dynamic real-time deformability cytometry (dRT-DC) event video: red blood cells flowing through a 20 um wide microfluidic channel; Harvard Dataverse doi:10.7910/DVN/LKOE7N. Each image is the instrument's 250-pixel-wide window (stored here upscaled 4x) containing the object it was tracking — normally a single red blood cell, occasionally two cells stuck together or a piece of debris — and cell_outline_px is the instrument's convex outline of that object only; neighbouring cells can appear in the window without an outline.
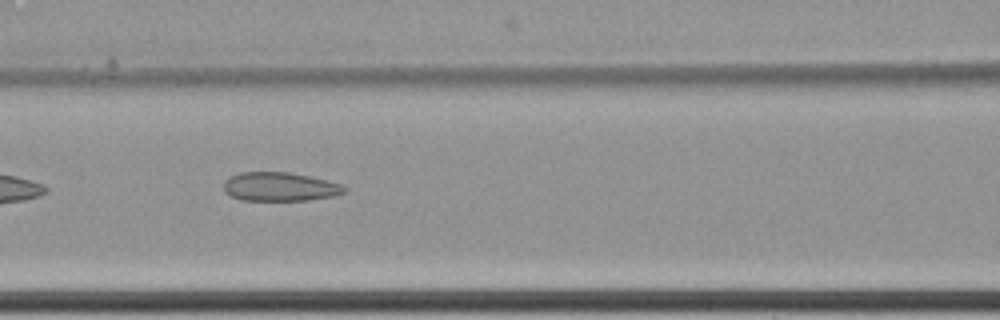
{"species": "common noctule bat (a hibernating species)", "species_latin": "Nyctalus noctula", "temperature_condition": "cold", "stored_images_in_passage": 9, "camera_frame_rate_fps": 3000, "um_per_image_px": 0.085, "animal": {"sex": "female", "body_mass_g": 22.7, "forearm_length_mm": 54.2}, "frame": {"image": 1, "passage_image": 7, "time_ms": 2.0, "image_size_px": [1000, 320], "cell_outline_px": [[348, 192], [332, 196], [308, 200], [240, 200], [224, 192], [224, 180], [240, 172], [288, 172], [328, 180], [340, 184], [348, 188]], "centroid_in_image_um": [23.8, 15.87], "position_along_channel_um": 142.8, "area_um2": 20.29}}
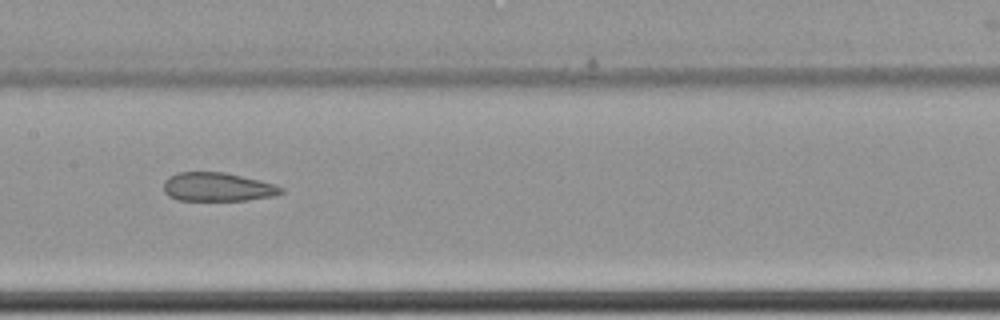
{"frame": {"image": 2, "passage_image": 8, "time_ms": 2.333, "image_size_px": [1000, 320], "cell_outline_px": [[284, 192], [272, 196], [248, 200], [176, 200], [168, 196], [164, 192], [164, 180], [168, 176], [180, 172], [224, 172], [276, 184], [284, 188]], "centroid_in_image_um": [18.48, 15.89], "position_along_channel_um": 188.9, "area_um2": 19.71}}
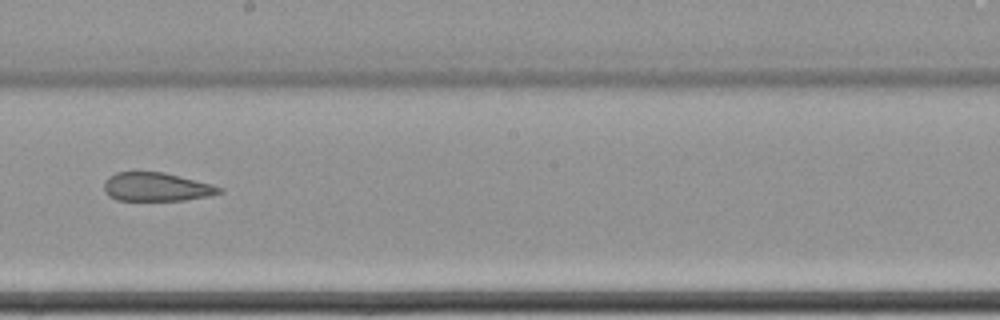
{"frame": {"image": 3, "passage_image": 9, "time_ms": 2.667, "image_size_px": [1000, 320], "cell_outline_px": [[224, 192], [212, 196], [184, 200], [116, 200], [108, 196], [104, 192], [104, 180], [108, 176], [116, 172], [164, 172], [212, 184], [224, 188]], "centroid_in_image_um": [13.31, 15.89], "position_along_channel_um": 234.9, "area_um2": 19.48}}